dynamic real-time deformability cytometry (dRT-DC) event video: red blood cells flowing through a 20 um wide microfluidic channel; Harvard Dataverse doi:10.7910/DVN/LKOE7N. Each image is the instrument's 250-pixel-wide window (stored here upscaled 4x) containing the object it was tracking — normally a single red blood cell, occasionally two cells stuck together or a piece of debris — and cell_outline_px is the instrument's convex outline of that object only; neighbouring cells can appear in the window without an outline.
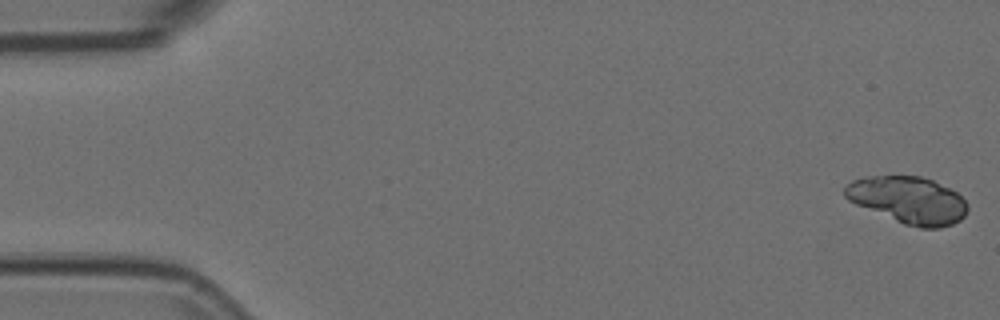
{"species": "Egyptian fruit bat (a non-hibernating species)", "species_latin": "Rousettus aegyptiacus", "temperature_condition": "room temperature", "stored_images_in_passage": 18, "camera_frame_rate_fps": 3000, "um_per_image_px": 0.085, "animal": {"sex": "female"}, "frame": {"image": 1, "passage_image": 1, "time_ms": 0.0, "image_size_px": [1000, 320], "cell_outline_px": [[968, 208], [964, 216], [960, 220], [952, 224], [940, 228], [920, 228], [904, 224], [856, 204], [848, 200], [844, 196], [844, 188], [852, 180], [864, 176], [920, 176], [932, 180], [956, 192], [968, 204]], "centroid_in_image_um": [77.19, 17.0], "position_along_channel_um": 7.8, "area_um2": 33.41}}